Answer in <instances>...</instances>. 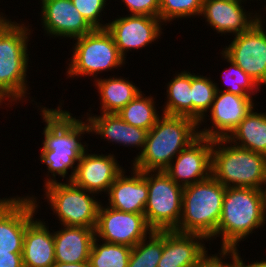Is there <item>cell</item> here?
I'll return each instance as SVG.
<instances>
[{
    "instance_id": "obj_1",
    "label": "cell",
    "mask_w": 266,
    "mask_h": 267,
    "mask_svg": "<svg viewBox=\"0 0 266 267\" xmlns=\"http://www.w3.org/2000/svg\"><path fill=\"white\" fill-rule=\"evenodd\" d=\"M60 105L56 109H49L44 106L40 109V115L46 126L42 133L44 140L39 157L41 163L46 164L48 170L46 177L50 176L45 178L44 186L57 182L56 175L61 176L64 180L68 174V169L72 171L66 180L71 182L77 169L76 163L88 149L87 143L82 144L81 137L85 133L90 134L89 123L87 120L84 122L83 119L73 117V114L68 110H62L61 102Z\"/></svg>"
},
{
    "instance_id": "obj_2",
    "label": "cell",
    "mask_w": 266,
    "mask_h": 267,
    "mask_svg": "<svg viewBox=\"0 0 266 267\" xmlns=\"http://www.w3.org/2000/svg\"><path fill=\"white\" fill-rule=\"evenodd\" d=\"M266 221V195L264 190L250 187H226L222 214L216 230L221 236V248L237 249L253 231ZM245 239V240H243Z\"/></svg>"
},
{
    "instance_id": "obj_3",
    "label": "cell",
    "mask_w": 266,
    "mask_h": 267,
    "mask_svg": "<svg viewBox=\"0 0 266 267\" xmlns=\"http://www.w3.org/2000/svg\"><path fill=\"white\" fill-rule=\"evenodd\" d=\"M198 123L189 117L162 114L148 131L142 153L133 161L139 171H164L199 137Z\"/></svg>"
},
{
    "instance_id": "obj_4",
    "label": "cell",
    "mask_w": 266,
    "mask_h": 267,
    "mask_svg": "<svg viewBox=\"0 0 266 267\" xmlns=\"http://www.w3.org/2000/svg\"><path fill=\"white\" fill-rule=\"evenodd\" d=\"M211 166V175L224 187L265 189L264 154L235 146L226 138L213 139Z\"/></svg>"
},
{
    "instance_id": "obj_5",
    "label": "cell",
    "mask_w": 266,
    "mask_h": 267,
    "mask_svg": "<svg viewBox=\"0 0 266 267\" xmlns=\"http://www.w3.org/2000/svg\"><path fill=\"white\" fill-rule=\"evenodd\" d=\"M226 187L212 175L184 187L182 215L175 231L204 235L216 239V230L222 214Z\"/></svg>"
},
{
    "instance_id": "obj_6",
    "label": "cell",
    "mask_w": 266,
    "mask_h": 267,
    "mask_svg": "<svg viewBox=\"0 0 266 267\" xmlns=\"http://www.w3.org/2000/svg\"><path fill=\"white\" fill-rule=\"evenodd\" d=\"M30 31L24 23L11 19L0 29V90L12 104L30 94L26 80Z\"/></svg>"
},
{
    "instance_id": "obj_7",
    "label": "cell",
    "mask_w": 266,
    "mask_h": 267,
    "mask_svg": "<svg viewBox=\"0 0 266 267\" xmlns=\"http://www.w3.org/2000/svg\"><path fill=\"white\" fill-rule=\"evenodd\" d=\"M73 46L72 59L69 60L67 76L77 78L92 76L96 80L97 74L113 70L125 64L112 35L107 29H94L76 39Z\"/></svg>"
},
{
    "instance_id": "obj_8",
    "label": "cell",
    "mask_w": 266,
    "mask_h": 267,
    "mask_svg": "<svg viewBox=\"0 0 266 267\" xmlns=\"http://www.w3.org/2000/svg\"><path fill=\"white\" fill-rule=\"evenodd\" d=\"M147 180L148 199L144 216L153 231L175 230L182 215L184 188L165 171H143Z\"/></svg>"
},
{
    "instance_id": "obj_9",
    "label": "cell",
    "mask_w": 266,
    "mask_h": 267,
    "mask_svg": "<svg viewBox=\"0 0 266 267\" xmlns=\"http://www.w3.org/2000/svg\"><path fill=\"white\" fill-rule=\"evenodd\" d=\"M48 205L63 226L96 228L98 209L101 204L97 194L67 181L44 186ZM94 195V196H93Z\"/></svg>"
},
{
    "instance_id": "obj_10",
    "label": "cell",
    "mask_w": 266,
    "mask_h": 267,
    "mask_svg": "<svg viewBox=\"0 0 266 267\" xmlns=\"http://www.w3.org/2000/svg\"><path fill=\"white\" fill-rule=\"evenodd\" d=\"M152 231L144 214L119 211L102 203L99 206L95 228L98 240L133 248Z\"/></svg>"
},
{
    "instance_id": "obj_11",
    "label": "cell",
    "mask_w": 266,
    "mask_h": 267,
    "mask_svg": "<svg viewBox=\"0 0 266 267\" xmlns=\"http://www.w3.org/2000/svg\"><path fill=\"white\" fill-rule=\"evenodd\" d=\"M34 197L0 199V251L22 253L27 224L36 215L40 203Z\"/></svg>"
},
{
    "instance_id": "obj_12",
    "label": "cell",
    "mask_w": 266,
    "mask_h": 267,
    "mask_svg": "<svg viewBox=\"0 0 266 267\" xmlns=\"http://www.w3.org/2000/svg\"><path fill=\"white\" fill-rule=\"evenodd\" d=\"M222 52L260 87L266 86V32L257 23L235 35Z\"/></svg>"
},
{
    "instance_id": "obj_13",
    "label": "cell",
    "mask_w": 266,
    "mask_h": 267,
    "mask_svg": "<svg viewBox=\"0 0 266 267\" xmlns=\"http://www.w3.org/2000/svg\"><path fill=\"white\" fill-rule=\"evenodd\" d=\"M162 23V24H161ZM163 22L159 17L148 15H127L107 23V31L125 59L130 51L143 49L161 37ZM126 54V55H125Z\"/></svg>"
},
{
    "instance_id": "obj_14",
    "label": "cell",
    "mask_w": 266,
    "mask_h": 267,
    "mask_svg": "<svg viewBox=\"0 0 266 267\" xmlns=\"http://www.w3.org/2000/svg\"><path fill=\"white\" fill-rule=\"evenodd\" d=\"M212 147L213 139L199 136L172 160L165 173L183 188L209 178Z\"/></svg>"
},
{
    "instance_id": "obj_15",
    "label": "cell",
    "mask_w": 266,
    "mask_h": 267,
    "mask_svg": "<svg viewBox=\"0 0 266 267\" xmlns=\"http://www.w3.org/2000/svg\"><path fill=\"white\" fill-rule=\"evenodd\" d=\"M251 96H239L227 91H216L210 108L212 127L198 130L199 136L211 139L227 138L239 123L255 108ZM202 130V131H201Z\"/></svg>"
},
{
    "instance_id": "obj_16",
    "label": "cell",
    "mask_w": 266,
    "mask_h": 267,
    "mask_svg": "<svg viewBox=\"0 0 266 267\" xmlns=\"http://www.w3.org/2000/svg\"><path fill=\"white\" fill-rule=\"evenodd\" d=\"M40 3L41 25L48 36L76 39L94 30L71 0H41Z\"/></svg>"
},
{
    "instance_id": "obj_17",
    "label": "cell",
    "mask_w": 266,
    "mask_h": 267,
    "mask_svg": "<svg viewBox=\"0 0 266 267\" xmlns=\"http://www.w3.org/2000/svg\"><path fill=\"white\" fill-rule=\"evenodd\" d=\"M245 1L247 0H203L200 16L221 36L226 33L239 35L248 31L260 16L256 11L255 14L252 11L246 12L242 5Z\"/></svg>"
},
{
    "instance_id": "obj_18",
    "label": "cell",
    "mask_w": 266,
    "mask_h": 267,
    "mask_svg": "<svg viewBox=\"0 0 266 267\" xmlns=\"http://www.w3.org/2000/svg\"><path fill=\"white\" fill-rule=\"evenodd\" d=\"M86 150L77 163L72 183L95 194L108 192L116 177L124 170L114 154H93Z\"/></svg>"
},
{
    "instance_id": "obj_19",
    "label": "cell",
    "mask_w": 266,
    "mask_h": 267,
    "mask_svg": "<svg viewBox=\"0 0 266 267\" xmlns=\"http://www.w3.org/2000/svg\"><path fill=\"white\" fill-rule=\"evenodd\" d=\"M204 235L163 230V252L158 267H196L208 252Z\"/></svg>"
},
{
    "instance_id": "obj_20",
    "label": "cell",
    "mask_w": 266,
    "mask_h": 267,
    "mask_svg": "<svg viewBox=\"0 0 266 267\" xmlns=\"http://www.w3.org/2000/svg\"><path fill=\"white\" fill-rule=\"evenodd\" d=\"M131 169V177L125 174V170L116 177L107 192L106 205L123 212L144 214L148 199L147 180L143 171Z\"/></svg>"
},
{
    "instance_id": "obj_21",
    "label": "cell",
    "mask_w": 266,
    "mask_h": 267,
    "mask_svg": "<svg viewBox=\"0 0 266 267\" xmlns=\"http://www.w3.org/2000/svg\"><path fill=\"white\" fill-rule=\"evenodd\" d=\"M101 114L98 116L87 113L86 120L90 125V133L100 135L101 139L112 144L132 146L138 150L142 148L140 149L141 152L134 158L135 160L144 149L148 131L126 123L117 113Z\"/></svg>"
},
{
    "instance_id": "obj_22",
    "label": "cell",
    "mask_w": 266,
    "mask_h": 267,
    "mask_svg": "<svg viewBox=\"0 0 266 267\" xmlns=\"http://www.w3.org/2000/svg\"><path fill=\"white\" fill-rule=\"evenodd\" d=\"M46 225L34 217L28 222L22 251L24 267H51L56 262L53 232Z\"/></svg>"
},
{
    "instance_id": "obj_23",
    "label": "cell",
    "mask_w": 266,
    "mask_h": 267,
    "mask_svg": "<svg viewBox=\"0 0 266 267\" xmlns=\"http://www.w3.org/2000/svg\"><path fill=\"white\" fill-rule=\"evenodd\" d=\"M55 261L61 263L88 262L95 237V229L64 226L53 231Z\"/></svg>"
},
{
    "instance_id": "obj_24",
    "label": "cell",
    "mask_w": 266,
    "mask_h": 267,
    "mask_svg": "<svg viewBox=\"0 0 266 267\" xmlns=\"http://www.w3.org/2000/svg\"><path fill=\"white\" fill-rule=\"evenodd\" d=\"M113 76L94 80V86L97 87L101 99L100 113L119 112L141 92V89L129 79Z\"/></svg>"
},
{
    "instance_id": "obj_25",
    "label": "cell",
    "mask_w": 266,
    "mask_h": 267,
    "mask_svg": "<svg viewBox=\"0 0 266 267\" xmlns=\"http://www.w3.org/2000/svg\"><path fill=\"white\" fill-rule=\"evenodd\" d=\"M253 108L226 138L233 145L266 155V112Z\"/></svg>"
},
{
    "instance_id": "obj_26",
    "label": "cell",
    "mask_w": 266,
    "mask_h": 267,
    "mask_svg": "<svg viewBox=\"0 0 266 267\" xmlns=\"http://www.w3.org/2000/svg\"><path fill=\"white\" fill-rule=\"evenodd\" d=\"M167 101L162 114L192 118L191 73L187 70L175 74L167 84Z\"/></svg>"
},
{
    "instance_id": "obj_27",
    "label": "cell",
    "mask_w": 266,
    "mask_h": 267,
    "mask_svg": "<svg viewBox=\"0 0 266 267\" xmlns=\"http://www.w3.org/2000/svg\"><path fill=\"white\" fill-rule=\"evenodd\" d=\"M144 95V96H143ZM155 98L145 96L142 91L117 114L128 124L149 131L160 115L157 112Z\"/></svg>"
},
{
    "instance_id": "obj_28",
    "label": "cell",
    "mask_w": 266,
    "mask_h": 267,
    "mask_svg": "<svg viewBox=\"0 0 266 267\" xmlns=\"http://www.w3.org/2000/svg\"><path fill=\"white\" fill-rule=\"evenodd\" d=\"M217 85L210 77L191 73L192 119L198 123L200 128L202 122H207L205 117L214 101Z\"/></svg>"
},
{
    "instance_id": "obj_29",
    "label": "cell",
    "mask_w": 266,
    "mask_h": 267,
    "mask_svg": "<svg viewBox=\"0 0 266 267\" xmlns=\"http://www.w3.org/2000/svg\"><path fill=\"white\" fill-rule=\"evenodd\" d=\"M94 239L89 255L90 267H128L132 248Z\"/></svg>"
},
{
    "instance_id": "obj_30",
    "label": "cell",
    "mask_w": 266,
    "mask_h": 267,
    "mask_svg": "<svg viewBox=\"0 0 266 267\" xmlns=\"http://www.w3.org/2000/svg\"><path fill=\"white\" fill-rule=\"evenodd\" d=\"M131 250L128 267H158L163 252V230L152 231Z\"/></svg>"
},
{
    "instance_id": "obj_31",
    "label": "cell",
    "mask_w": 266,
    "mask_h": 267,
    "mask_svg": "<svg viewBox=\"0 0 266 267\" xmlns=\"http://www.w3.org/2000/svg\"><path fill=\"white\" fill-rule=\"evenodd\" d=\"M221 54L222 58H225L231 67L229 66V69L223 71V73L225 72L223 74V79L224 82L228 85L227 88H224L222 90L217 85L216 91H227L239 96L252 97V95H256V93L260 91L261 87L237 64L230 60L223 52H221Z\"/></svg>"
},
{
    "instance_id": "obj_32",
    "label": "cell",
    "mask_w": 266,
    "mask_h": 267,
    "mask_svg": "<svg viewBox=\"0 0 266 267\" xmlns=\"http://www.w3.org/2000/svg\"><path fill=\"white\" fill-rule=\"evenodd\" d=\"M203 0H160L159 18L164 23L200 16Z\"/></svg>"
},
{
    "instance_id": "obj_33",
    "label": "cell",
    "mask_w": 266,
    "mask_h": 267,
    "mask_svg": "<svg viewBox=\"0 0 266 267\" xmlns=\"http://www.w3.org/2000/svg\"><path fill=\"white\" fill-rule=\"evenodd\" d=\"M75 8L94 29H106L107 23L102 24V11L108 0H71ZM101 21V22H100Z\"/></svg>"
},
{
    "instance_id": "obj_34",
    "label": "cell",
    "mask_w": 266,
    "mask_h": 267,
    "mask_svg": "<svg viewBox=\"0 0 266 267\" xmlns=\"http://www.w3.org/2000/svg\"><path fill=\"white\" fill-rule=\"evenodd\" d=\"M220 253L213 254L212 256L208 252L200 259L196 267H238V248L237 249H224L221 248ZM226 256V257H225ZM230 257L232 262H224ZM224 259V260H223Z\"/></svg>"
},
{
    "instance_id": "obj_35",
    "label": "cell",
    "mask_w": 266,
    "mask_h": 267,
    "mask_svg": "<svg viewBox=\"0 0 266 267\" xmlns=\"http://www.w3.org/2000/svg\"><path fill=\"white\" fill-rule=\"evenodd\" d=\"M131 15L159 17L160 0H121Z\"/></svg>"
},
{
    "instance_id": "obj_36",
    "label": "cell",
    "mask_w": 266,
    "mask_h": 267,
    "mask_svg": "<svg viewBox=\"0 0 266 267\" xmlns=\"http://www.w3.org/2000/svg\"><path fill=\"white\" fill-rule=\"evenodd\" d=\"M0 267H24L22 253L0 251Z\"/></svg>"
},
{
    "instance_id": "obj_37",
    "label": "cell",
    "mask_w": 266,
    "mask_h": 267,
    "mask_svg": "<svg viewBox=\"0 0 266 267\" xmlns=\"http://www.w3.org/2000/svg\"><path fill=\"white\" fill-rule=\"evenodd\" d=\"M240 251L238 250V267H266V259L262 260V261H252L251 263L249 262V264H245V262H243L242 258H241V254L239 253Z\"/></svg>"
},
{
    "instance_id": "obj_38",
    "label": "cell",
    "mask_w": 266,
    "mask_h": 267,
    "mask_svg": "<svg viewBox=\"0 0 266 267\" xmlns=\"http://www.w3.org/2000/svg\"><path fill=\"white\" fill-rule=\"evenodd\" d=\"M51 267H90L89 262L61 263L55 262Z\"/></svg>"
},
{
    "instance_id": "obj_39",
    "label": "cell",
    "mask_w": 266,
    "mask_h": 267,
    "mask_svg": "<svg viewBox=\"0 0 266 267\" xmlns=\"http://www.w3.org/2000/svg\"><path fill=\"white\" fill-rule=\"evenodd\" d=\"M4 13H0V29L8 22L10 21L9 19H7V17H5L3 15Z\"/></svg>"
},
{
    "instance_id": "obj_40",
    "label": "cell",
    "mask_w": 266,
    "mask_h": 267,
    "mask_svg": "<svg viewBox=\"0 0 266 267\" xmlns=\"http://www.w3.org/2000/svg\"><path fill=\"white\" fill-rule=\"evenodd\" d=\"M261 16L262 15L259 16L256 23L266 32V29H264V27H263V25H264L263 23H265V21H262Z\"/></svg>"
},
{
    "instance_id": "obj_41",
    "label": "cell",
    "mask_w": 266,
    "mask_h": 267,
    "mask_svg": "<svg viewBox=\"0 0 266 267\" xmlns=\"http://www.w3.org/2000/svg\"><path fill=\"white\" fill-rule=\"evenodd\" d=\"M8 98L2 93V91L0 90V106L4 103L3 101H8Z\"/></svg>"
}]
</instances>
